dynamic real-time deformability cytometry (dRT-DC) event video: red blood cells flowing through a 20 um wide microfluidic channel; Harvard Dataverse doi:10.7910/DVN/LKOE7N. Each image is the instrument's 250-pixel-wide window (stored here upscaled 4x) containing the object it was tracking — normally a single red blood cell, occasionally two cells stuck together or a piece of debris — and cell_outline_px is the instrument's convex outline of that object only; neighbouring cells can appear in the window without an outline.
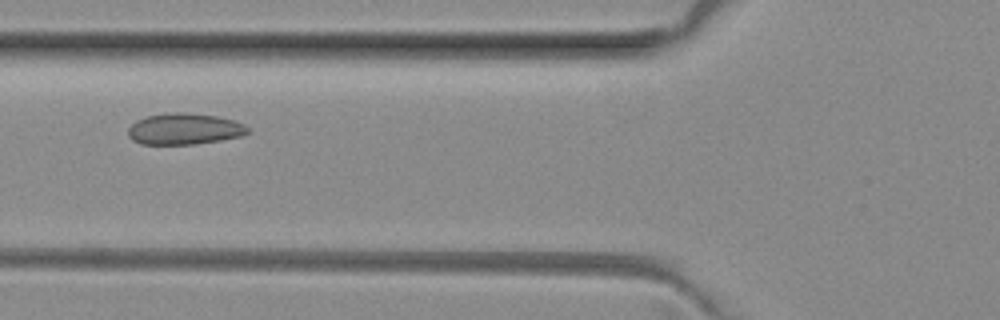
{"species": "common noctule bat (a hibernating species)", "species_latin": "Nyctalus noctula", "temperature_condition": "room temperature", "stored_images_in_passage": 30, "camera_frame_rate_fps": 3000, "um_per_image_px": 0.085, "animal": {"sex": "female", "body_mass_g": 29.2, "forearm_length_mm": 56.3}, "frame": {"image": 1, "passage_image": 16, "time_ms": 5.0, "image_size_px": [1000, 320], "cell_outline_px": [[248, 132], [240, 136], [220, 140], [192, 144], [140, 144], [132, 140], [128, 136], [128, 128], [136, 120], [148, 116], [168, 112], [184, 112], [216, 116], [232, 120], [244, 124], [248, 128]], "centroid_in_image_um": [15.62, 10.96], "position_along_channel_um": 110.2, "area_um2": 21.68}}
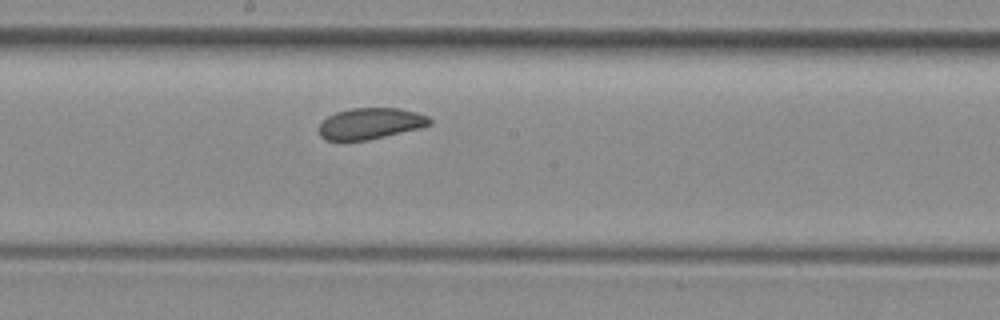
{"frame": {"image": 2, "passage_image": 24, "time_ms": 7.667, "image_size_px": [1000, 320], "cell_outline_px": [[432, 124], [420, 128], [368, 140], [324, 140], [320, 136], [320, 124], [328, 116], [336, 112], [352, 108], [400, 108], [416, 112], [428, 116], [432, 120]], "centroid_in_image_um": [31.51, 10.49], "position_along_channel_um": 216.7, "area_um2": 20.06}}
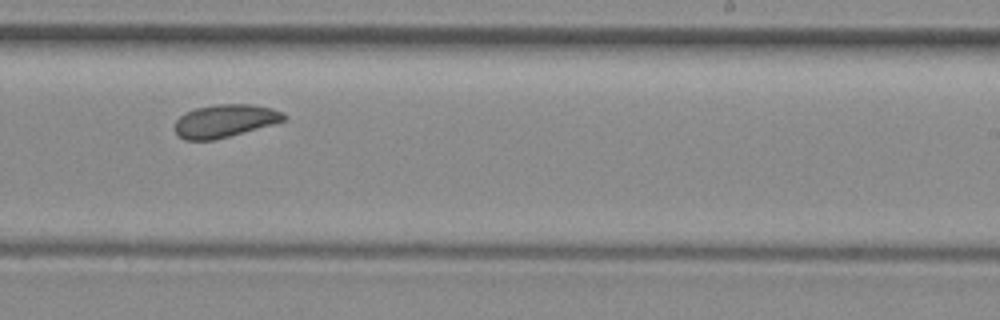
{"frame": {"image": 3, "passage_image": 28, "time_ms": 9.0, "image_size_px": [1000, 320], "cell_outline_px": [[288, 116], [284, 120], [272, 124], [216, 140], [184, 140], [176, 132], [176, 120], [184, 112], [196, 108], [216, 104], [252, 104], [272, 108], [284, 112]], "centroid_in_image_um": [19.13, 10.26], "position_along_channel_um": 269.9, "area_um2": 20.87}}